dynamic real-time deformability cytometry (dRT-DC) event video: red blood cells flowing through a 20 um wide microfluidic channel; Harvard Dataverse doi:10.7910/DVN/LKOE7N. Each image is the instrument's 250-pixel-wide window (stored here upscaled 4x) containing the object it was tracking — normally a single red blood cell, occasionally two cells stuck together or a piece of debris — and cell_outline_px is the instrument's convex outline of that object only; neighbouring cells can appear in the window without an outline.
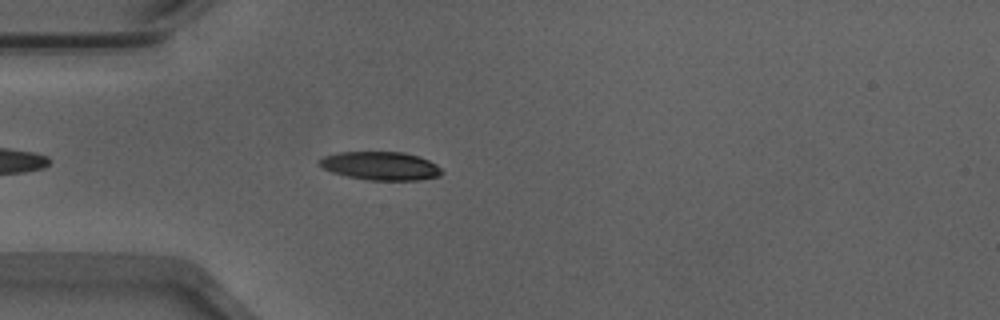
{"species": "Egyptian fruit bat (a non-hibernating species)", "species_latin": "Rousettus aegyptiacus", "temperature_condition": "warm", "stored_images_in_passage": 36, "camera_frame_rate_fps": 3000, "um_per_image_px": 0.085, "animal": {"sex": "male"}, "frame": {"image": 1, "passage_image": 2, "time_ms": 0.333, "image_size_px": [1000, 320], "cell_outline_px": [[444, 172], [440, 176], [420, 180], [368, 180], [348, 176], [332, 172], [324, 168], [316, 160], [324, 156], [340, 152], [404, 152], [420, 156], [436, 164]], "centroid_in_image_um": [32.38, 14.1], "position_along_channel_um": 52.6, "area_um2": 20.29}}
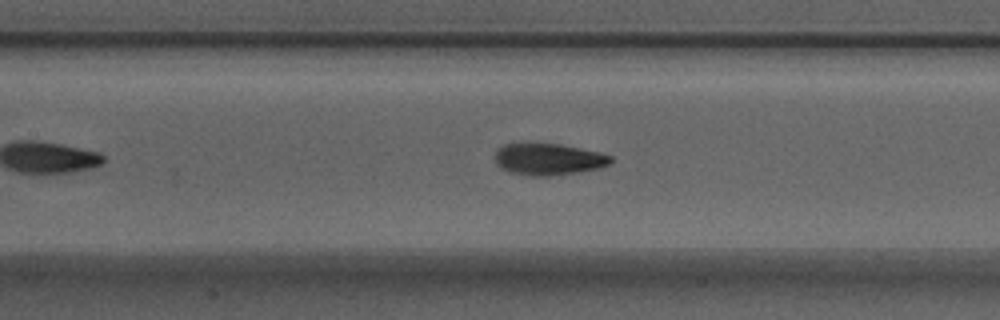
{"frame": {"image": 2, "passage_image": 11, "time_ms": 3.333, "image_size_px": [1000, 320], "cell_outline_px": [[612, 160], [608, 164], [600, 168], [576, 172], [548, 176], [528, 176], [508, 172], [500, 168], [496, 164], [496, 148], [504, 144], [560, 144], [600, 152], [612, 156]], "centroid_in_image_um": [46.59, 13.54], "position_along_channel_um": 160.8, "area_um2": 21.33}}
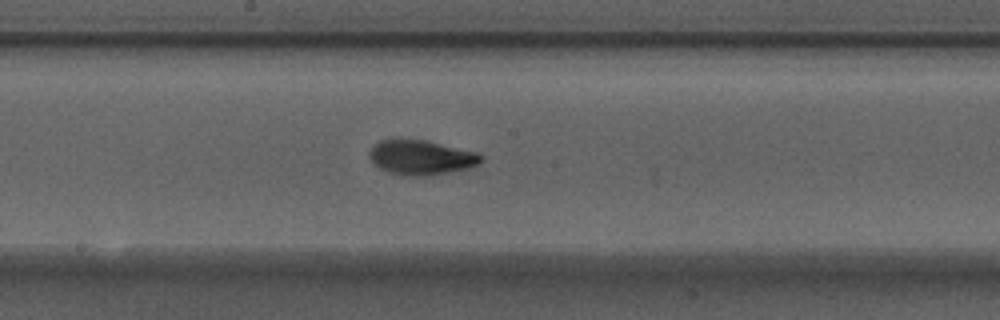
{"frame": {"image": 3, "passage_image": 15, "time_ms": 4.667, "image_size_px": [1000, 320], "cell_outline_px": [[484, 160], [480, 164], [468, 168], [428, 176], [400, 176], [388, 172], [372, 164], [368, 156], [368, 152], [380, 140], [428, 140], [476, 152], [484, 156]], "centroid_in_image_um": [35.8, 13.4], "position_along_channel_um": 212.4, "area_um2": 22.77}}